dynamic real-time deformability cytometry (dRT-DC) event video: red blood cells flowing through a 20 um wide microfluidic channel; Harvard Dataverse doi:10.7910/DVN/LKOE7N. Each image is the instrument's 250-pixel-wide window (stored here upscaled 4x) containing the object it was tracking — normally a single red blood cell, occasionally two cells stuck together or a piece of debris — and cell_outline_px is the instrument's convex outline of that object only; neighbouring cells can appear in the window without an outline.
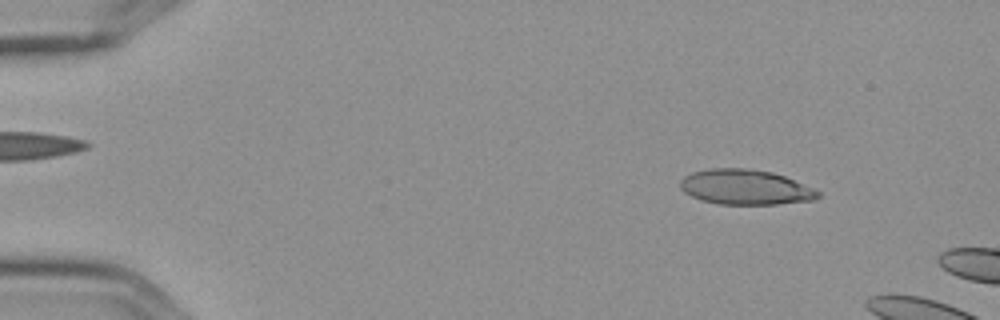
{"species": "Egyptian fruit bat (a non-hibernating species)", "species_latin": "Rousettus aegyptiacus", "temperature_condition": "cold", "stored_images_in_passage": 4, "camera_frame_rate_fps": 3000, "um_per_image_px": 0.085, "frame": {"image": 1, "passage_image": 1, "time_ms": 0.0, "image_size_px": [1000, 320], "cell_outline_px": [[820, 196], [812, 200], [776, 204], [720, 204], [700, 200], [684, 192], [680, 188], [680, 180], [684, 176], [692, 172], [708, 168], [744, 168], [772, 172], [784, 176], [812, 188], [820, 192]], "centroid_in_image_um": [63.31, 15.9], "position_along_channel_um": 21.7, "area_um2": 28.03}}